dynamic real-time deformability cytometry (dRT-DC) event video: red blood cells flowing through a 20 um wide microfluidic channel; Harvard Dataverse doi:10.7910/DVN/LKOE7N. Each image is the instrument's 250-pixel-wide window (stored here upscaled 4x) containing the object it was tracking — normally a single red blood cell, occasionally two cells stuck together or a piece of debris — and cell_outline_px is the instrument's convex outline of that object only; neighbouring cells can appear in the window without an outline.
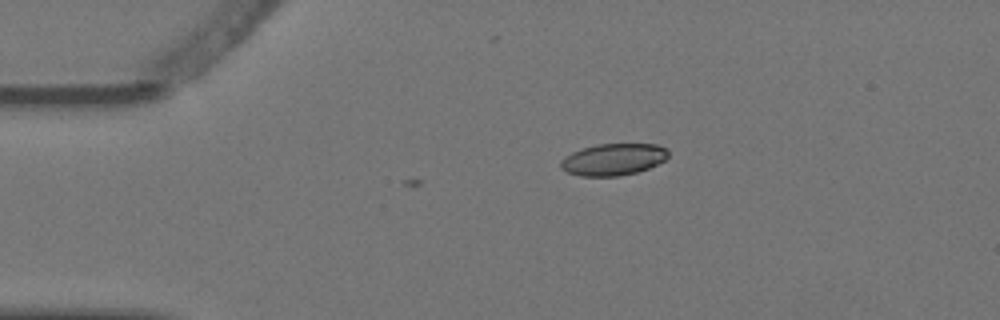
{"species": "Egyptian fruit bat (a non-hibernating species)", "species_latin": "Rousettus aegyptiacus", "temperature_condition": "warm", "stored_images_in_passage": 3, "camera_frame_rate_fps": 3000, "um_per_image_px": 0.085, "animal": {"sex": "female"}, "frame": {"image": 1, "passage_image": 3, "time_ms": 0.667, "image_size_px": [1000, 320], "cell_outline_px": [[668, 156], [664, 160], [648, 168], [636, 172], [620, 176], [580, 176], [568, 172], [560, 168], [560, 160], [572, 152], [596, 144], [656, 144], [668, 148]], "centroid_in_image_um": [52.13, 13.55], "position_along_channel_um": 32.9, "area_um2": 19.88}}